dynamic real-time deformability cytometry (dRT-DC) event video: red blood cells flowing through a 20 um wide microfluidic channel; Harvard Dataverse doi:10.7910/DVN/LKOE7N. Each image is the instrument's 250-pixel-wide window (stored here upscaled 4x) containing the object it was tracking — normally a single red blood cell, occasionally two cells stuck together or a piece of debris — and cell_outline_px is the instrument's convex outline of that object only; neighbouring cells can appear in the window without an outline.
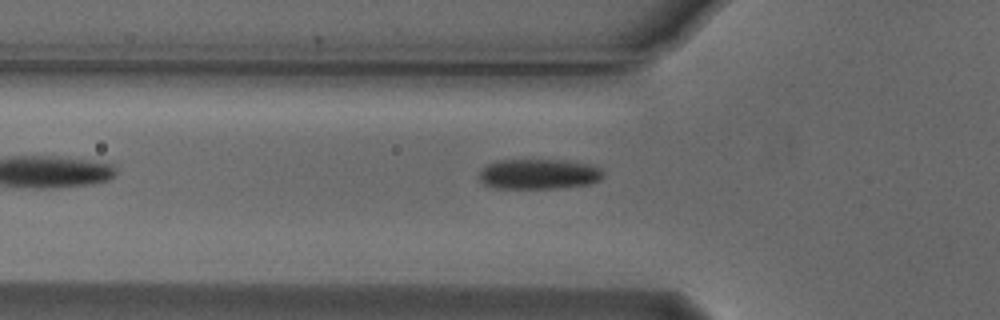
{"species": "Egyptian fruit bat (a non-hibernating species)", "species_latin": "Rousettus aegyptiacus", "temperature_condition": "cold", "stored_images_in_passage": 6, "camera_frame_rate_fps": 3000, "um_per_image_px": 0.085, "animal": {"sex": "male"}, "frame": {"image": 1, "passage_image": 5, "time_ms": 1.333, "image_size_px": [1000, 320], "cell_outline_px": [[604, 176], [600, 180], [592, 184], [560, 188], [496, 188], [484, 184], [476, 176], [488, 164], [496, 160], [564, 160], [588, 164], [600, 168], [604, 172]], "centroid_in_image_um": [45.81, 14.8], "position_along_channel_um": 80.0, "area_um2": 22.02}}
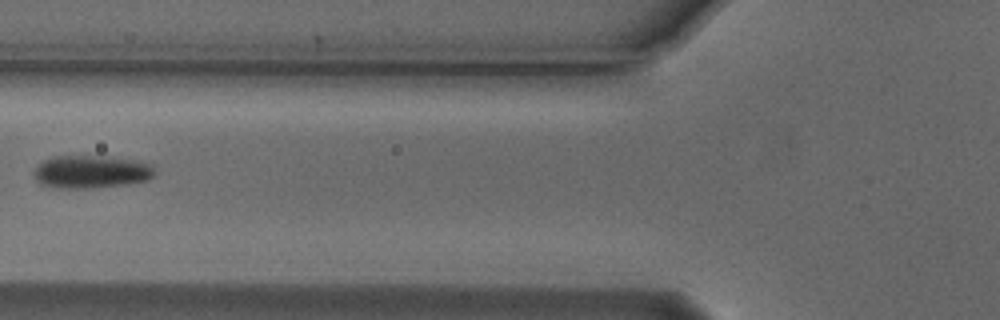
{"frame": {"image": 2, "passage_image": 6, "time_ms": 1.667, "image_size_px": [1000, 320], "cell_outline_px": [[156, 172], [148, 180], [128, 184], [92, 188], [56, 188], [40, 184], [36, 180], [36, 168], [44, 160], [52, 156], [104, 156], [132, 160], [152, 164]], "centroid_in_image_um": [7.77, 14.61], "position_along_channel_um": 118.0, "area_um2": 23.06}}